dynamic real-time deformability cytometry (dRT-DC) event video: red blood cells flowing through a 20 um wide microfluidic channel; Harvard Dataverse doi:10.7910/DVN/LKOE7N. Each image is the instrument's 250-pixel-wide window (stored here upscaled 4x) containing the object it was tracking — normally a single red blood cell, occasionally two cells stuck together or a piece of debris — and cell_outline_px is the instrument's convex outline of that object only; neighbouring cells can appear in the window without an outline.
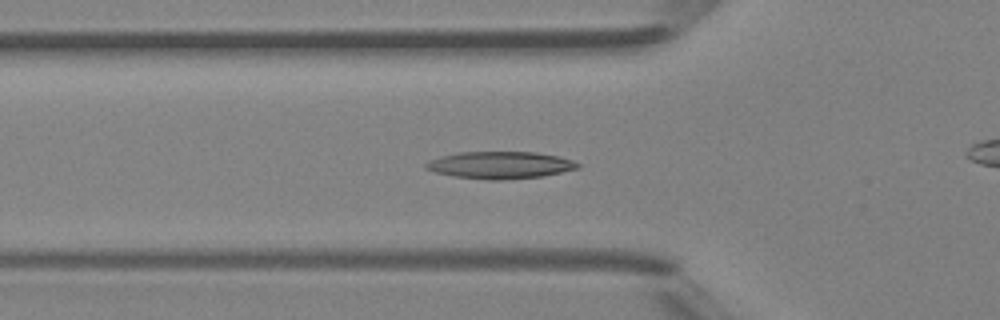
{"species": "Egyptian fruit bat (a non-hibernating species)", "species_latin": "Rousettus aegyptiacus", "temperature_condition": "room temperature", "stored_images_in_passage": 42, "camera_frame_rate_fps": 3000, "um_per_image_px": 0.085, "animal": {"sex": "female"}, "frame": {"image": 1, "passage_image": 16, "time_ms": 5.0, "image_size_px": [1000, 320], "cell_outline_px": [[580, 168], [540, 176], [500, 180], [488, 180], [456, 176], [436, 172], [424, 168], [424, 164], [428, 160], [440, 156], [460, 152], [536, 152], [556, 156], [572, 160], [580, 164]], "centroid_in_image_um": [42.48, 14.02], "position_along_channel_um": 83.3, "area_um2": 23.81}}
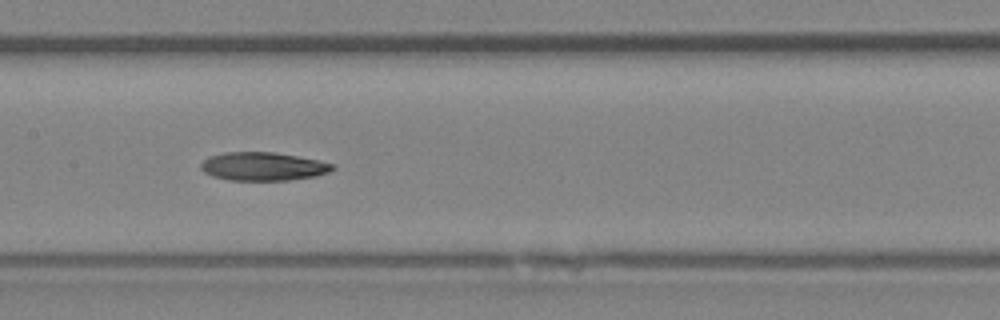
{"frame": {"image": 2, "passage_image": 23, "time_ms": 7.333, "image_size_px": [1000, 320], "cell_outline_px": [[336, 168], [328, 172], [316, 176], [288, 180], [228, 180], [212, 176], [204, 172], [200, 168], [200, 164], [208, 156], [224, 152], [276, 152], [336, 164]], "centroid_in_image_um": [22.35, 14.14], "position_along_channel_um": 185.1, "area_um2": 21.85}}
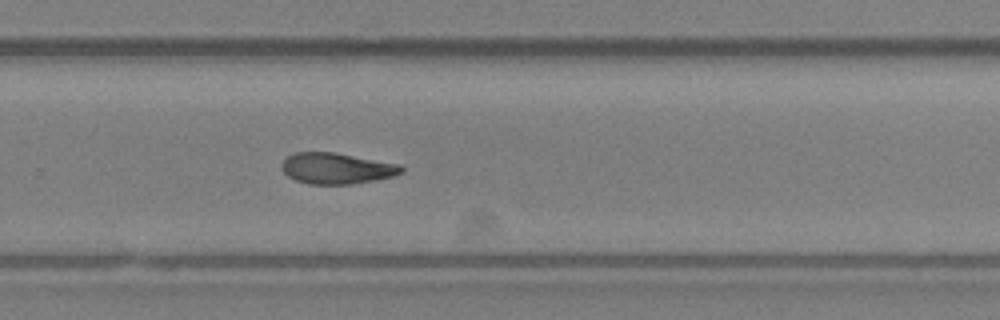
{"frame": {"image": 3, "passage_image": 31, "time_ms": 10.0, "image_size_px": [1000, 320], "cell_outline_px": [[404, 172], [396, 176], [348, 184], [308, 184], [296, 180], [288, 176], [284, 172], [280, 164], [288, 156], [296, 152], [336, 152], [400, 164], [404, 168]], "centroid_in_image_um": [28.64, 14.3], "position_along_channel_um": 301.2, "area_um2": 21.68}, "authors_computed_cell_mechanics": {"area_um2": 22.1374, "velocity_mm_per_s": 4.3604, "shape_relaxation_time_tau1_ms": null, "shape_relaxation_time_tau2_ms": 3.9141, "deformation_change_tau1": null, "deformation_change_tau2": 0.1154}}